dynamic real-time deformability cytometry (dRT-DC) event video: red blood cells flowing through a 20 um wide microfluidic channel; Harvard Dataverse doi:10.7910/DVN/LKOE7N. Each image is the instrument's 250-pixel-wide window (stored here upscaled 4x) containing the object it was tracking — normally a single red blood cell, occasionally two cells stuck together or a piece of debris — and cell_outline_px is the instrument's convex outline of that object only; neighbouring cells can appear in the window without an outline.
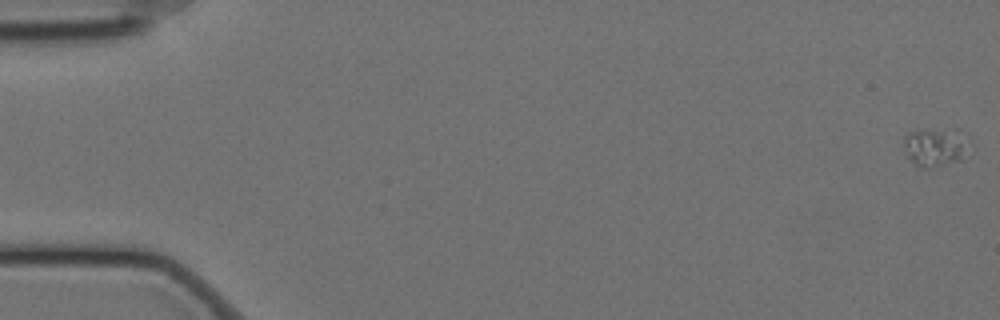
{"species": "Egyptian fruit bat (a non-hibernating species)", "species_latin": "Rousettus aegyptiacus", "temperature_condition": "cold", "stored_images_in_passage": 60, "camera_frame_rate_fps": 3000, "um_per_image_px": 0.085, "animal": {"sex": "female"}, "frame": {"image": 1, "passage_image": 1, "time_ms": 0.0, "image_size_px": [1000, 320], "cell_outline_px": [[972, 144], [960, 160], [928, 168], [924, 168], [916, 164], [908, 156], [904, 144], [904, 136], [908, 132], [924, 128], [960, 128], [968, 132]], "centroid_in_image_um": [79.62, 12.4], "position_along_channel_um": 5.4, "area_um2": 15.43}}
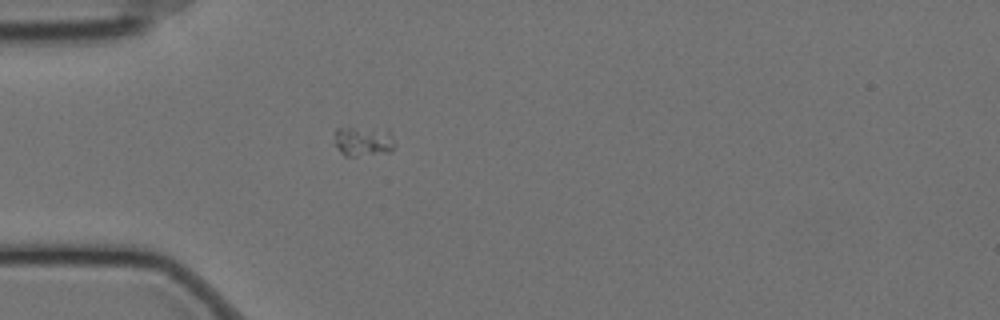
{"frame": {"image": 2, "passage_image": 18, "time_ms": 5.667, "image_size_px": [1000, 320], "cell_outline_px": [[396, 144], [392, 152], [356, 156], [344, 156], [332, 144], [336, 128], [388, 128], [392, 132]], "centroid_in_image_um": [30.91, 12.0], "position_along_channel_um": 54.1, "area_um2": 11.1}}